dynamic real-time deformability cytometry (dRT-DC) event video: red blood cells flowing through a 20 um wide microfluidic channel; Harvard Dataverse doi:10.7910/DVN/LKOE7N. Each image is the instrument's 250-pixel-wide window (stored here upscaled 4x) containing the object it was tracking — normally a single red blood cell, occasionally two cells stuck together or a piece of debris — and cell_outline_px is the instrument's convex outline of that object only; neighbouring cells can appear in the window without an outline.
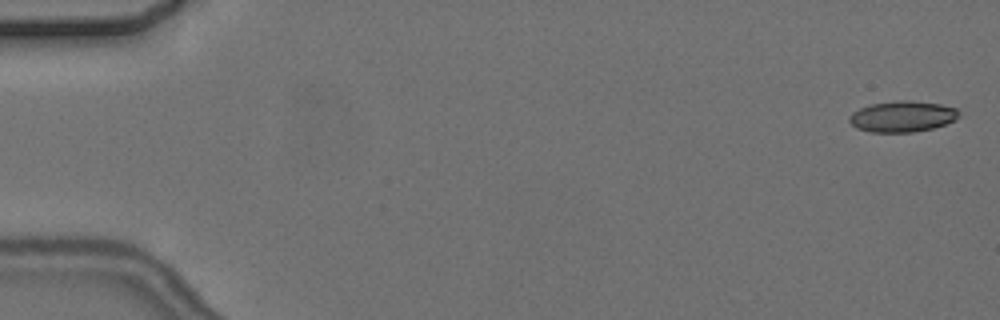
{"species": "common noctule bat (a hibernating species)", "species_latin": "Nyctalus noctula", "temperature_condition": "cold", "stored_images_in_passage": 7, "camera_frame_rate_fps": 3000, "um_per_image_px": 0.085, "animal": {"sex": "female", "body_mass_g": 24.6, "forearm_length_mm": 56.2}, "frame": {"image": 1, "passage_image": 1, "time_ms": 0.0, "image_size_px": [1000, 320], "cell_outline_px": [[960, 116], [956, 120], [932, 128], [912, 132], [872, 132], [856, 128], [848, 120], [848, 116], [852, 112], [868, 104], [896, 100], [912, 100], [940, 104], [956, 108], [960, 112]], "centroid_in_image_um": [76.69, 9.88], "position_along_channel_um": 8.3, "area_um2": 20.0}}
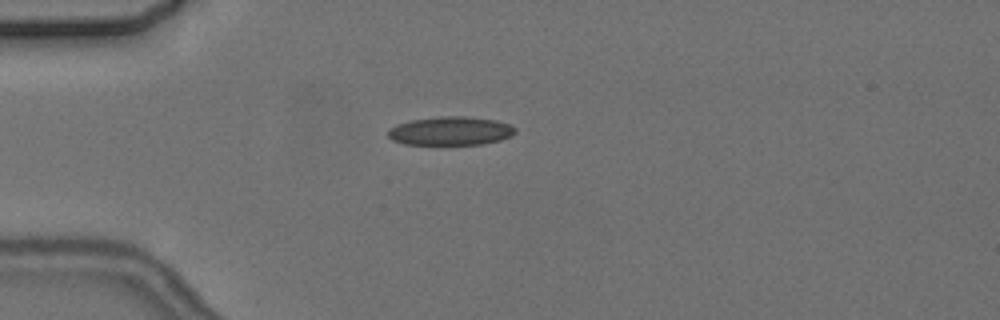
{"frame": {"image": 2, "passage_image": 5, "time_ms": 4.667, "image_size_px": [1000, 320], "cell_outline_px": [[516, 132], [512, 136], [500, 140], [480, 144], [404, 144], [392, 140], [388, 136], [388, 128], [396, 124], [412, 120], [436, 116], [464, 116], [496, 120], [508, 124], [516, 128]], "centroid_in_image_um": [38.28, 11.12], "position_along_channel_um": 46.7, "area_um2": 21.27}}
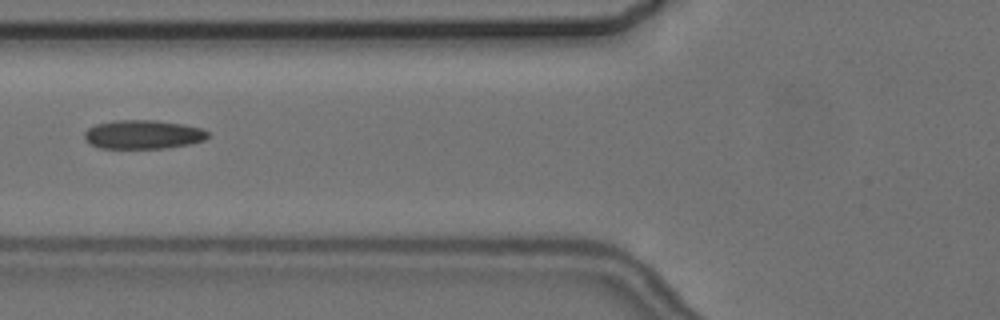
{"frame": {"image": 3, "passage_image": 7, "time_ms": 7.0, "image_size_px": [1000, 320], "cell_outline_px": [[212, 136], [204, 140], [188, 144], [164, 148], [100, 148], [88, 144], [84, 140], [84, 132], [88, 128], [96, 124], [112, 120], [156, 120], [184, 124], [200, 128], [208, 132]], "centroid_in_image_um": [12.13, 11.43], "position_along_channel_um": 113.7, "area_um2": 20.98}}